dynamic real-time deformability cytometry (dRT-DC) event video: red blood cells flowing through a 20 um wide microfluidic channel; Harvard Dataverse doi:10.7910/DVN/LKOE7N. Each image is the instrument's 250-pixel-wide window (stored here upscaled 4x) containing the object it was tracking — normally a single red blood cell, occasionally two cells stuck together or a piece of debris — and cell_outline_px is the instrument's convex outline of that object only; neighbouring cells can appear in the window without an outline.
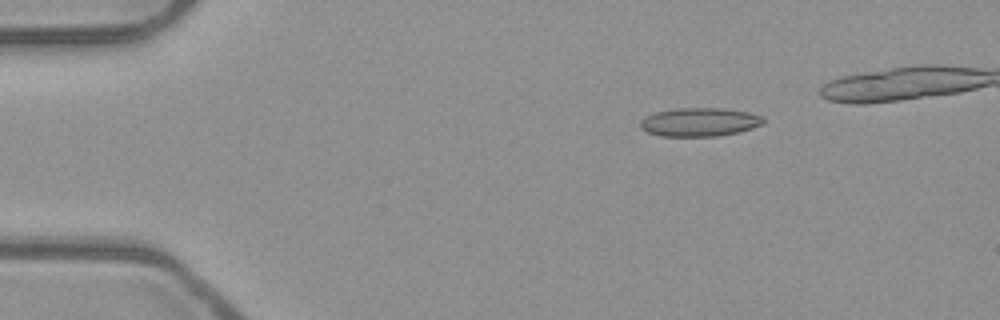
{"species": "common noctule bat (a hibernating species)", "species_latin": "Nyctalus noctula", "temperature_condition": "room temperature", "stored_images_in_passage": 38, "camera_frame_rate_fps": 3000, "um_per_image_px": 0.085, "animal": {"sex": "male", "body_mass_g": 23.1, "forearm_length_mm": 52.7}, "frame": {"image": 1, "passage_image": 1, "time_ms": 0.0, "image_size_px": [1000, 320], "cell_outline_px": [[768, 120], [764, 124], [752, 128], [736, 132], [716, 136], [660, 136], [648, 132], [640, 128], [640, 120], [656, 112], [676, 108], [724, 108], [748, 112], [764, 116]], "centroid_in_image_um": [59.51, 10.37], "position_along_channel_um": 25.5, "area_um2": 20.58}}
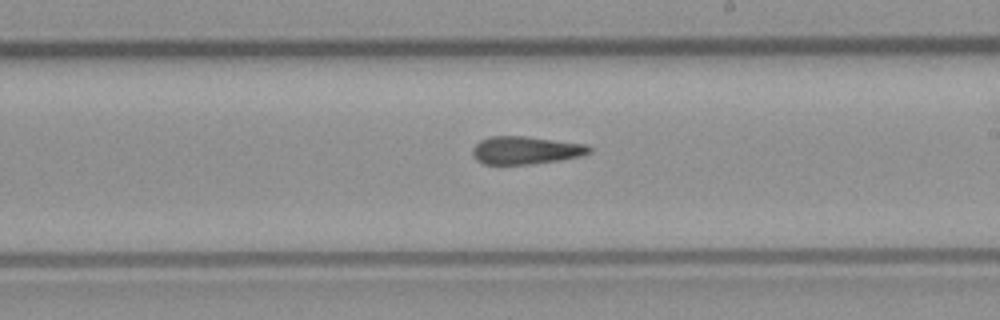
{"frame": {"image": 2, "passage_image": 23, "time_ms": 7.333, "image_size_px": [1000, 320], "cell_outline_px": [[592, 152], [580, 156], [560, 160], [532, 164], [484, 164], [476, 160], [472, 152], [472, 148], [480, 140], [492, 136], [524, 136], [588, 144], [592, 148]], "centroid_in_image_um": [44.7, 12.77], "position_along_channel_um": 244.3, "area_um2": 19.02}}
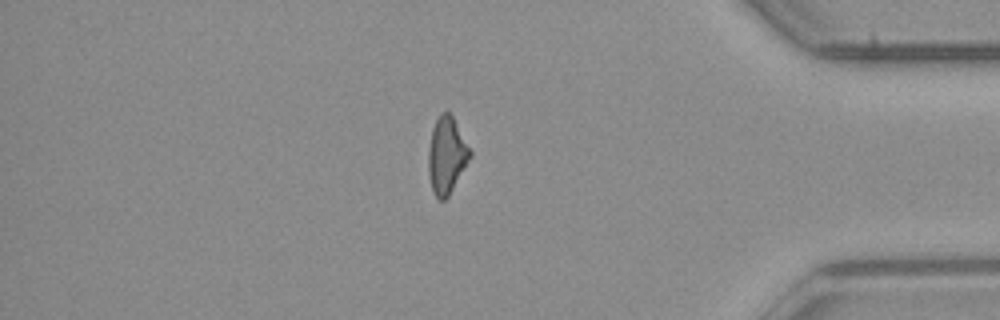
{"frame": {"image": 3, "passage_image": 37, "time_ms": 12.0, "image_size_px": [1000, 320], "cell_outline_px": [[472, 156], [448, 196], [444, 200], [436, 200], [432, 192], [428, 172], [428, 148], [432, 128], [440, 112], [448, 112], [452, 116], [472, 152]], "centroid_in_image_um": [37.94, 13.23], "position_along_channel_um": 397.3, "area_um2": 18.67}}